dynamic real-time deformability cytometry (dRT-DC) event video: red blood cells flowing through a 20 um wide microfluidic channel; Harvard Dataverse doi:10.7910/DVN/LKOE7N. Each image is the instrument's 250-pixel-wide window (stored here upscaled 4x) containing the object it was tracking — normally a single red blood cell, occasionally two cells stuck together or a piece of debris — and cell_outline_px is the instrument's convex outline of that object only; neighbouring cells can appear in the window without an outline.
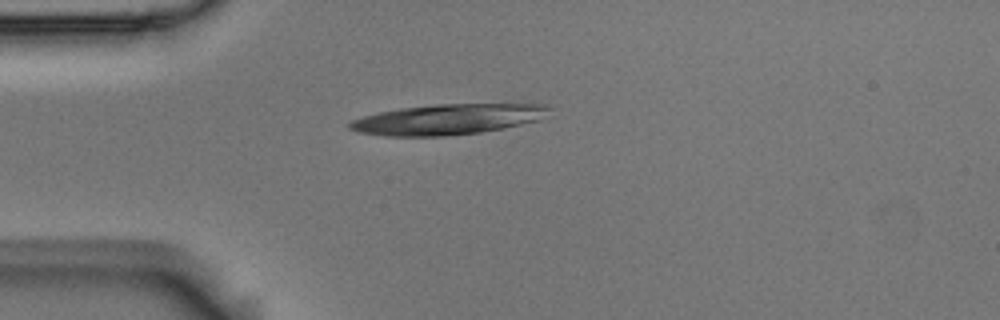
{"species": "Egyptian fruit bat (a non-hibernating species)", "species_latin": "Rousettus aegyptiacus", "temperature_condition": "room temperature", "stored_images_in_passage": 4, "camera_frame_rate_fps": 3000, "um_per_image_px": 0.085, "animal": {"sex": "male"}, "frame": {"image": 1, "passage_image": 1, "time_ms": 0.0, "image_size_px": [1000, 320], "cell_outline_px": [[548, 108], [540, 120], [504, 128], [480, 132], [444, 136], [388, 136], [360, 132], [348, 128], [348, 124], [352, 120], [364, 116], [380, 112], [400, 108], [436, 104], [548, 104]], "centroid_in_image_um": [38.04, 10.14], "position_along_channel_um": 47.0, "area_um2": 35.08}}